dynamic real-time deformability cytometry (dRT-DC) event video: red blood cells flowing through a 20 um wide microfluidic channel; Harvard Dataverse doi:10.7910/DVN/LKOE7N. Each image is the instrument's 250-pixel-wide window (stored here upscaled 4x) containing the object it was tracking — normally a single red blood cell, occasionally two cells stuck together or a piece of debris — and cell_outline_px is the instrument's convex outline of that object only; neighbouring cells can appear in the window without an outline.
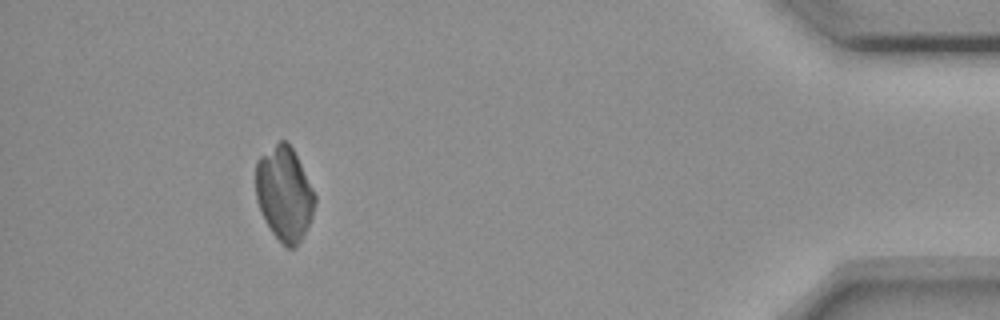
{"species": "common noctule bat (a hibernating species)", "species_latin": "Nyctalus noctula", "temperature_condition": "room temperature", "stored_images_in_passage": 42, "camera_frame_rate_fps": 3000, "um_per_image_px": 0.085, "animal": {"sex": "female", "body_mass_g": 18.4}, "frame": {"image": 1, "passage_image": 37, "time_ms": 12.0, "image_size_px": [1000, 320], "cell_outline_px": [[316, 204], [312, 216], [296, 248], [288, 248], [272, 232], [264, 220], [256, 200], [256, 160], [260, 156], [280, 140], [288, 140], [316, 196]], "centroid_in_image_um": [24.15, 16.45], "position_along_channel_um": 411.0, "area_um2": 32.14}}